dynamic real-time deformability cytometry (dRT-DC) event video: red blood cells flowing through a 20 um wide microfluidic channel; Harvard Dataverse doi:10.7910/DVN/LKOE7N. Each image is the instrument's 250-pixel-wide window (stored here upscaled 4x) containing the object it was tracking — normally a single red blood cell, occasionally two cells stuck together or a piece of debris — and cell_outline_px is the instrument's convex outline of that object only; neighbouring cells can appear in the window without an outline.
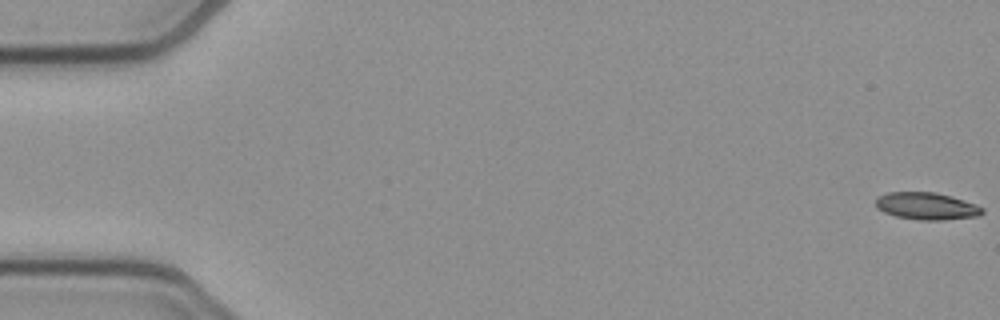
{"species": "common noctule bat (a hibernating species)", "species_latin": "Nyctalus noctula", "temperature_condition": "cold", "stored_images_in_passage": 7, "camera_frame_rate_fps": 3000, "um_per_image_px": 0.085, "animal": {"sex": "female", "body_mass_g": 21.9}, "frame": {"image": 1, "passage_image": 1, "time_ms": 0.0, "image_size_px": [1000, 320], "cell_outline_px": [[984, 212], [980, 216], [944, 220], [920, 220], [896, 216], [884, 212], [876, 208], [876, 196], [888, 192], [936, 192], [952, 196], [976, 204], [984, 208]], "centroid_in_image_um": [78.78, 17.51], "position_along_channel_um": 6.2, "area_um2": 17.11}}